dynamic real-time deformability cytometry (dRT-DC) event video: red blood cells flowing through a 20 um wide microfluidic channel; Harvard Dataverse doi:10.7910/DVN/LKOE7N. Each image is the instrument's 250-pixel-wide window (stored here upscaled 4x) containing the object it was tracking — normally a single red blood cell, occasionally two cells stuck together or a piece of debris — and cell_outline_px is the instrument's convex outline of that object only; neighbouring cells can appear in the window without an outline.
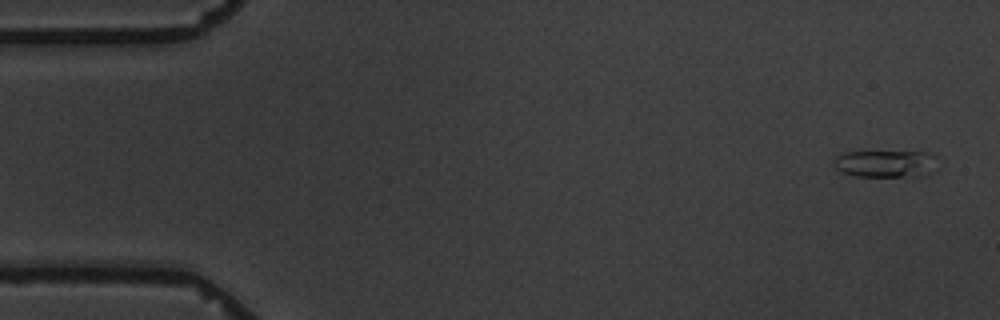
{"species": "common noctule bat (a hibernating species)", "species_latin": "Nyctalus noctula", "temperature_condition": "warm", "stored_images_in_passage": 5, "camera_frame_rate_fps": 3000, "um_per_image_px": 0.085, "animal": {"sex": "male", "body_mass_g": 19.5, "forearm_length_mm": 54.6}, "frame": {"image": 1, "passage_image": 1, "time_ms": 0.0, "image_size_px": [1000, 320], "cell_outline_px": [[940, 156], [932, 172], [928, 176], [856, 176], [844, 172], [836, 168], [832, 164], [832, 160], [836, 156], [844, 152], [928, 152]], "centroid_in_image_um": [75.34, 13.91], "position_along_channel_um": 9.7, "area_um2": 16.7}}
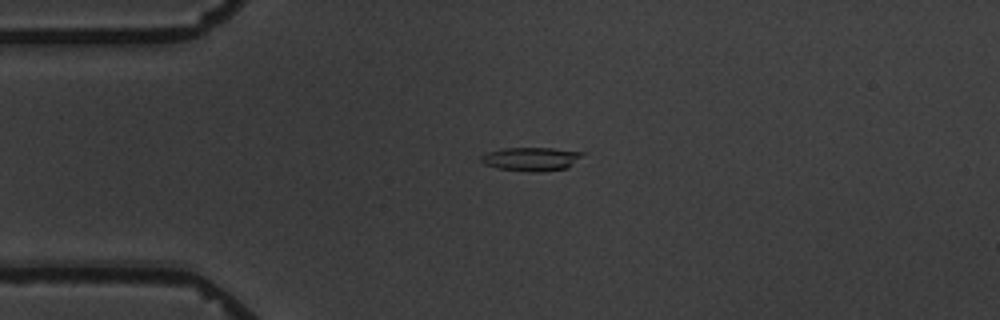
{"frame": {"image": 2, "passage_image": 4, "time_ms": 3.667, "image_size_px": [1000, 320], "cell_outline_px": [[584, 152], [568, 168], [540, 172], [532, 172], [496, 168], [484, 164], [480, 160], [480, 156], [484, 152], [504, 148], [552, 148]], "centroid_in_image_um": [45.08, 13.51], "position_along_channel_um": 39.9, "area_um2": 13.99}}